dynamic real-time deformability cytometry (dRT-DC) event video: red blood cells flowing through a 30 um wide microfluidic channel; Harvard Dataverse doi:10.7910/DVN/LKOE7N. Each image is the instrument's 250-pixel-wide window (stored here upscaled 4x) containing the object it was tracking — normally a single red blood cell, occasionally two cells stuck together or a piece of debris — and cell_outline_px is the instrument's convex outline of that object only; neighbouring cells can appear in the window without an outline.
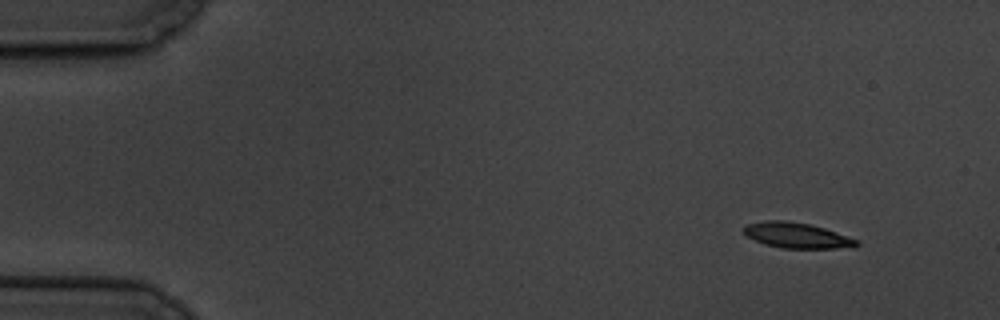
{"species": "common noctule bat (a hibernating species)", "species_latin": "Nyctalus noctula", "temperature_condition": "cold", "stored_images_in_passage": 9, "camera_frame_rate_fps": 3000, "um_per_image_px": 0.085, "animal": {"sex": "male", "body_mass_g": 19.5, "forearm_length_mm": 54.6}, "frame": {"image": 1, "passage_image": 1, "time_ms": 0.0, "image_size_px": [1000, 320], "cell_outline_px": [[860, 244], [856, 248], [780, 248], [764, 244], [748, 236], [744, 232], [744, 228], [748, 224], [764, 220], [784, 220], [808, 224], [824, 228], [860, 240]], "centroid_in_image_um": [67.8, 20.02], "position_along_channel_um": 17.2, "area_um2": 16.76}}
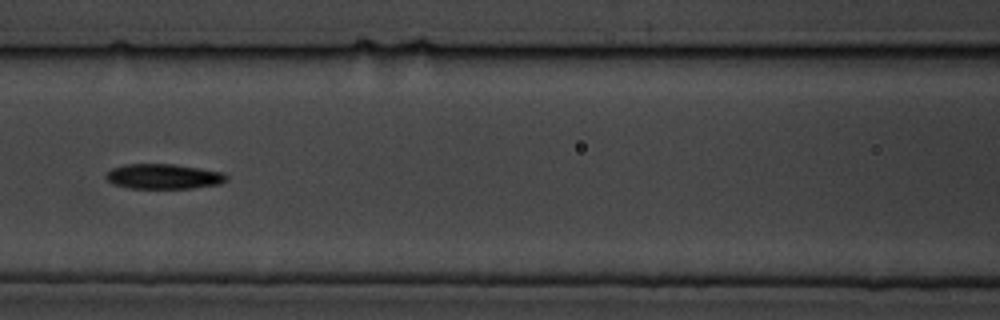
{"frame": {"image": 2, "passage_image": 7, "time_ms": 7.0, "image_size_px": [1000, 320], "cell_outline_px": [[228, 180], [220, 184], [192, 188], [128, 188], [112, 184], [104, 176], [112, 168], [124, 164], [172, 164], [224, 172], [228, 176]], "centroid_in_image_um": [13.9, 15.0], "position_along_channel_um": 152.7, "area_um2": 17.63}}
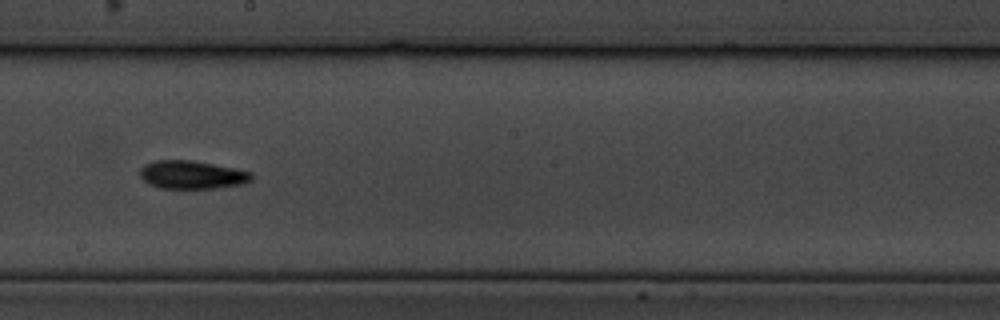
{"frame": {"image": 3, "passage_image": 9, "time_ms": 9.333, "image_size_px": [1000, 320], "cell_outline_px": [[252, 180], [244, 184], [216, 188], [160, 188], [148, 184], [140, 176], [140, 168], [144, 164], [156, 160], [192, 160], [252, 172]], "centroid_in_image_um": [16.3, 14.86], "position_along_channel_um": 231.9, "area_um2": 18.32}}